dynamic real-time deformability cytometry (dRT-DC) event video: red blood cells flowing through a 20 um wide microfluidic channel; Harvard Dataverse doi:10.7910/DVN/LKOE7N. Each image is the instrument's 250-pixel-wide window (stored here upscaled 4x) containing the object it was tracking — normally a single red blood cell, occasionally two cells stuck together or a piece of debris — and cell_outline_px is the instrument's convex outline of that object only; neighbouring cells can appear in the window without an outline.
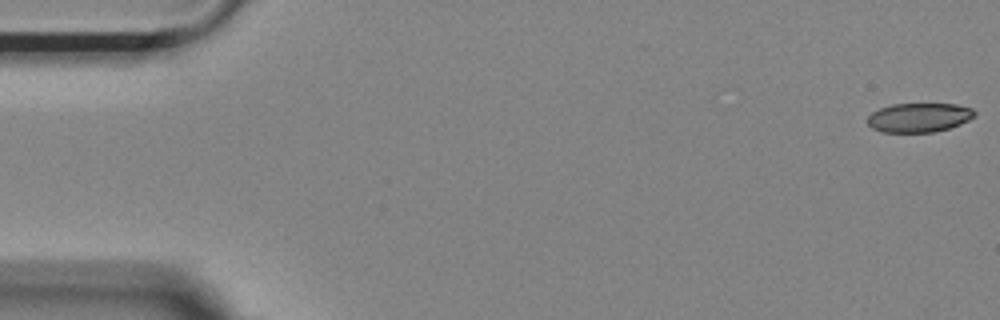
{"species": "Egyptian fruit bat (a non-hibernating species)", "species_latin": "Rousettus aegyptiacus", "temperature_condition": "room temperature", "stored_images_in_passage": 20, "camera_frame_rate_fps": 3000, "um_per_image_px": 0.085, "animal": {"sex": "female"}, "frame": {"image": 1, "passage_image": 1, "time_ms": 0.0, "image_size_px": [1000, 320], "cell_outline_px": [[976, 116], [960, 124], [948, 128], [932, 132], [880, 132], [872, 128], [868, 124], [868, 116], [872, 112], [880, 108], [892, 104], [956, 104], [972, 108], [976, 112]], "centroid_in_image_um": [78.12, 9.99], "position_along_channel_um": 6.9, "area_um2": 18.21}}
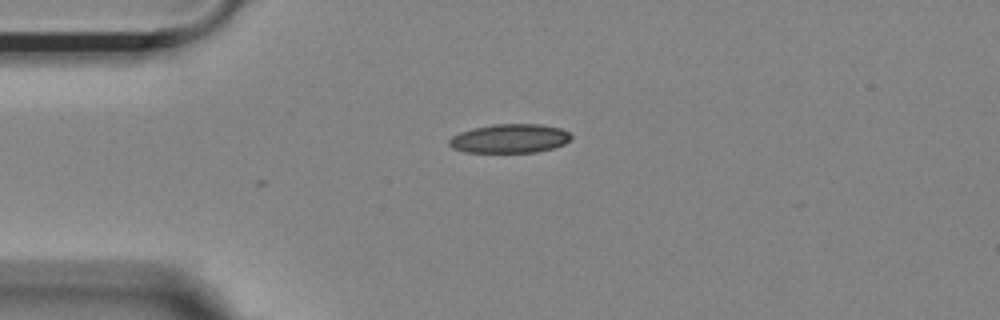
{"frame": {"image": 2, "passage_image": 13, "time_ms": 4.0, "image_size_px": [1000, 320], "cell_outline_px": [[572, 136], [564, 144], [552, 148], [536, 152], [464, 152], [452, 148], [448, 144], [448, 140], [452, 136], [460, 132], [472, 128], [492, 124], [540, 124], [560, 128], [568, 132]], "centroid_in_image_um": [43.29, 11.77], "position_along_channel_um": 41.7, "area_um2": 20.58}}
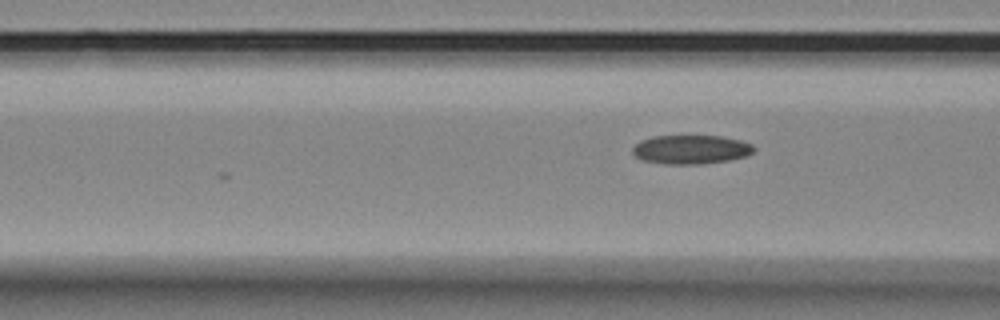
{"frame": {"image": 3, "passage_image": 20, "time_ms": 6.333, "image_size_px": [1000, 320], "cell_outline_px": [[756, 148], [752, 152], [744, 156], [728, 160], [704, 164], [664, 164], [640, 160], [632, 152], [632, 148], [640, 140], [652, 136], [724, 136], [740, 140], [752, 144]], "centroid_in_image_um": [58.7, 12.7], "position_along_channel_um": 107.9, "area_um2": 20.58}}